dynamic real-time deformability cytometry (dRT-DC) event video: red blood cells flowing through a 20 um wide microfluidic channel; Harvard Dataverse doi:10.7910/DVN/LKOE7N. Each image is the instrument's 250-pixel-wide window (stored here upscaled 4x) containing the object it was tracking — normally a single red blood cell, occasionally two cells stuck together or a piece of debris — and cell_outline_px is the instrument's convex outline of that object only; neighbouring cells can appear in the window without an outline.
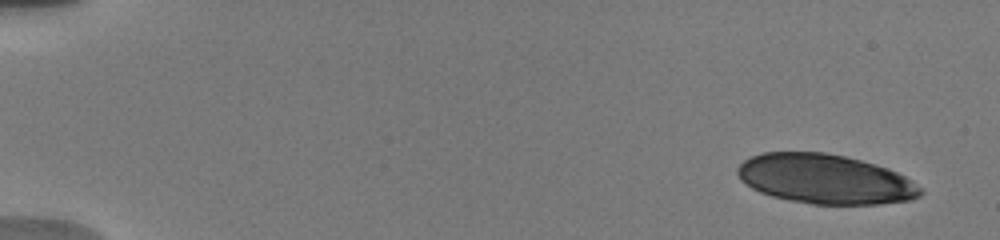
{"species": "human", "species_latin": "Homo sapiens", "temperature_condition": "warm", "stored_images_in_passage": 5, "camera_frame_rate_fps": 3000, "um_per_image_px": 0.085, "donor": {"sex": "male"}, "frame": {"image": 1, "passage_image": 1, "time_ms": 0.0, "image_size_px": [1000, 240], "cell_outline_px": [[924, 192], [920, 196], [912, 200], [880, 204], [812, 204], [788, 200], [772, 196], [760, 192], [752, 188], [740, 180], [736, 172], [736, 168], [744, 160], [760, 152], [824, 152], [844, 156], [876, 164], [888, 168], [912, 180], [924, 188]], "centroid_in_image_um": [70.15, 15.22], "position_along_channel_um": 14.8, "area_um2": 53.18}}